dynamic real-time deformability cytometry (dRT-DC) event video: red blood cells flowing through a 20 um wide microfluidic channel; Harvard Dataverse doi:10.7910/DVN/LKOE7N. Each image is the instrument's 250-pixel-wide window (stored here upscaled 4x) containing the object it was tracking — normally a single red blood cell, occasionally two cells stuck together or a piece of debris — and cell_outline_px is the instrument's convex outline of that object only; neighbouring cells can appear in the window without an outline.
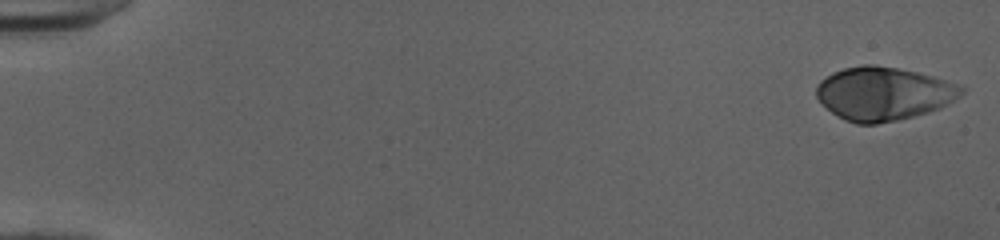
{"species": "human", "species_latin": "Homo sapiens", "temperature_condition": "cold", "stored_images_in_passage": 51, "camera_frame_rate_fps": 3000, "um_per_image_px": 0.085, "donor": {"sex": "female"}, "frame": {"image": 1, "passage_image": 1, "time_ms": 0.0, "image_size_px": [1000, 240], "cell_outline_px": [[964, 92], [960, 96], [940, 108], [928, 112], [896, 120], [876, 124], [856, 124], [844, 120], [836, 116], [816, 96], [816, 84], [820, 80], [832, 72], [844, 68], [864, 64], [876, 64], [916, 72], [932, 76], [960, 84], [964, 88]], "centroid_in_image_um": [75.08, 7.95], "position_along_channel_um": 9.9, "area_um2": 45.08}}
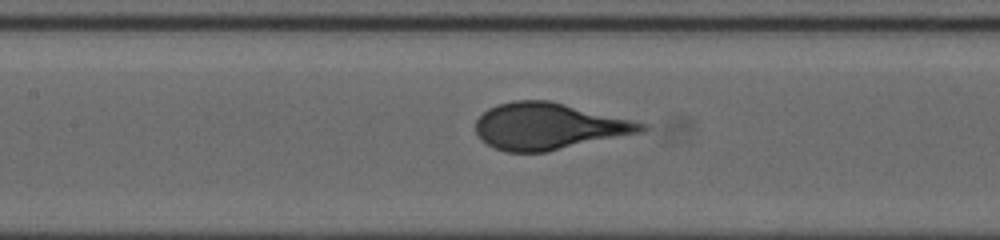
{"frame": {"image": 2, "passage_image": 25, "time_ms": 8.0, "image_size_px": [1000, 240], "cell_outline_px": [[648, 128], [644, 132], [544, 152], [504, 152], [480, 140], [476, 132], [476, 120], [488, 108], [496, 104], [512, 100], [548, 100], [648, 124]], "centroid_in_image_um": [46.61, 10.73], "position_along_channel_um": 160.8, "area_um2": 44.8}}
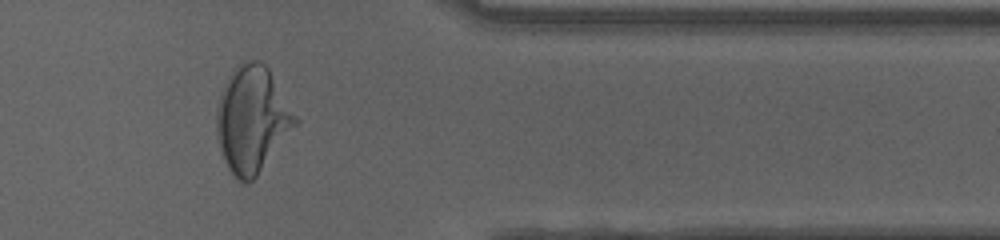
{"frame": {"image": 3, "passage_image": 43, "time_ms": 14.0, "image_size_px": [1000, 240], "cell_outline_px": [[300, 120], [256, 176], [248, 184], [244, 184], [236, 180], [228, 168], [220, 152], [216, 136], [216, 108], [220, 92], [228, 76], [236, 64], [244, 60], [260, 60], [268, 68]], "centroid_in_image_um": [21.4, 10.14], "position_along_channel_um": 390.0, "area_um2": 49.01}}